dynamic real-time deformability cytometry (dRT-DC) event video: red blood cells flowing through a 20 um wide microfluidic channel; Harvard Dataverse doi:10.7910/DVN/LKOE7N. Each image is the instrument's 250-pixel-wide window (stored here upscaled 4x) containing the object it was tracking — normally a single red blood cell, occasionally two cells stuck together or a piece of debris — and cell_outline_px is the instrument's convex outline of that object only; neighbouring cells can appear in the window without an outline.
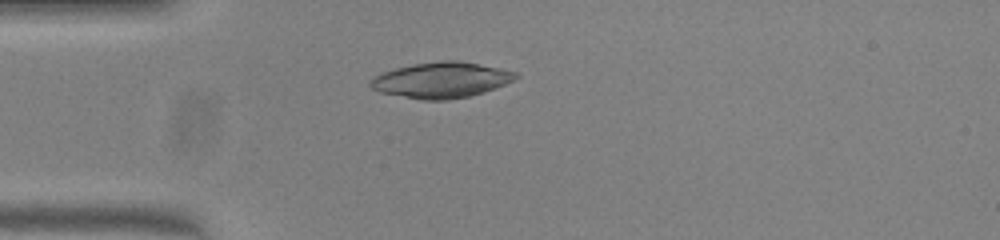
{"species": "common noctule bat (a hibernating species)", "species_latin": "Nyctalus noctula", "temperature_condition": "warm", "stored_images_in_passage": 38, "camera_frame_rate_fps": 3000, "um_per_image_px": 0.085, "animal": {"sex": "female", "body_mass_g": 23.0, "forearm_length_mm": 53.4}, "frame": {"image": 1, "passage_image": 1, "time_ms": 0.0, "image_size_px": [1000, 240], "cell_outline_px": [[520, 76], [504, 84], [484, 92], [468, 96], [448, 100], [420, 100], [380, 92], [372, 88], [368, 84], [380, 72], [412, 64], [440, 60], [456, 60], [500, 68], [520, 72]], "centroid_in_image_um": [37.51, 6.8], "position_along_channel_um": 47.5, "area_um2": 30.23}}
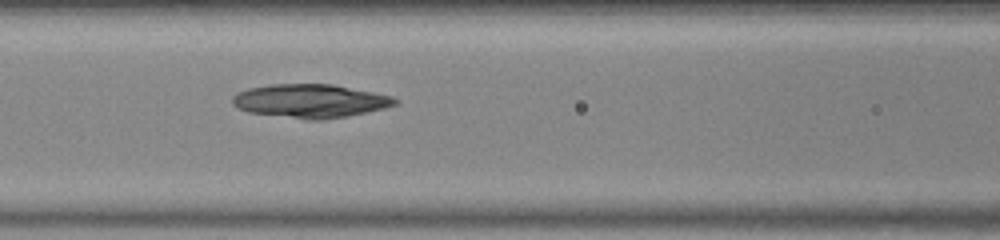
{"frame": {"image": 2, "passage_image": 9, "time_ms": 2.667, "image_size_px": [1000, 240], "cell_outline_px": [[400, 100], [396, 104], [384, 108], [348, 116], [320, 120], [308, 120], [248, 112], [236, 108], [232, 104], [232, 96], [236, 92], [248, 88], [272, 84], [332, 84], [392, 96]], "centroid_in_image_um": [26.33, 8.58], "position_along_channel_um": 140.3, "area_um2": 31.91}}
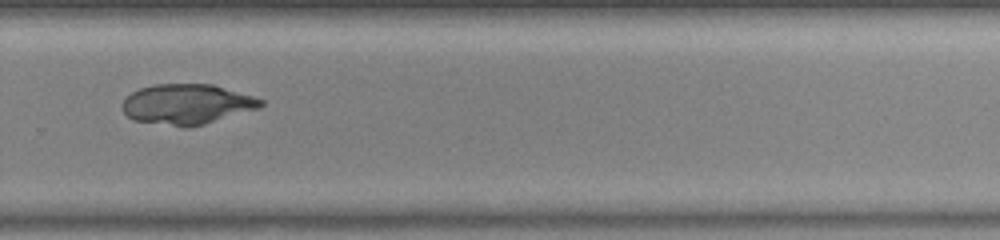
{"frame": {"image": 3, "passage_image": 22, "time_ms": 7.0, "image_size_px": [1000, 240], "cell_outline_px": [[264, 104], [260, 108], [204, 124], [188, 128], [184, 128], [132, 120], [120, 108], [124, 100], [132, 92], [140, 88], [156, 84], [212, 84], [252, 96], [264, 100]], "centroid_in_image_um": [15.87, 8.87], "position_along_channel_um": 313.9, "area_um2": 32.54}}